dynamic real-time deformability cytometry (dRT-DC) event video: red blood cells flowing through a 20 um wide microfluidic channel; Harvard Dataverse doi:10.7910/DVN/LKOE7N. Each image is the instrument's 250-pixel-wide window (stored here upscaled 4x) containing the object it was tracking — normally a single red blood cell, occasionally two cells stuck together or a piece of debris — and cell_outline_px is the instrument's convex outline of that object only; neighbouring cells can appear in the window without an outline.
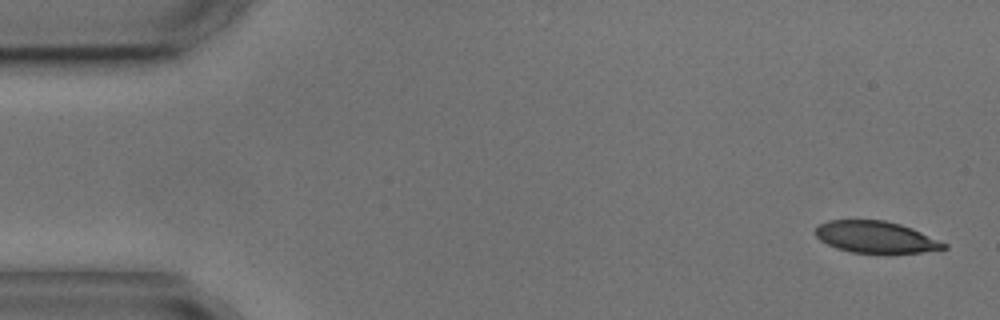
{"species": "common noctule bat (a hibernating species)", "species_latin": "Nyctalus noctula", "temperature_condition": "cold", "stored_images_in_passage": 7, "camera_frame_rate_fps": 3000, "um_per_image_px": 0.085, "animal": {"sex": "male", "body_mass_g": 17.9, "forearm_length_mm": 54.2}, "frame": {"image": 1, "passage_image": 1, "time_ms": 0.0, "image_size_px": [1000, 320], "cell_outline_px": [[948, 248], [920, 252], [852, 252], [836, 248], [820, 240], [816, 236], [816, 228], [820, 224], [828, 220], [884, 220], [900, 224], [912, 228], [948, 244]], "centroid_in_image_um": [74.44, 20.14], "position_along_channel_um": 10.6, "area_um2": 23.35}}
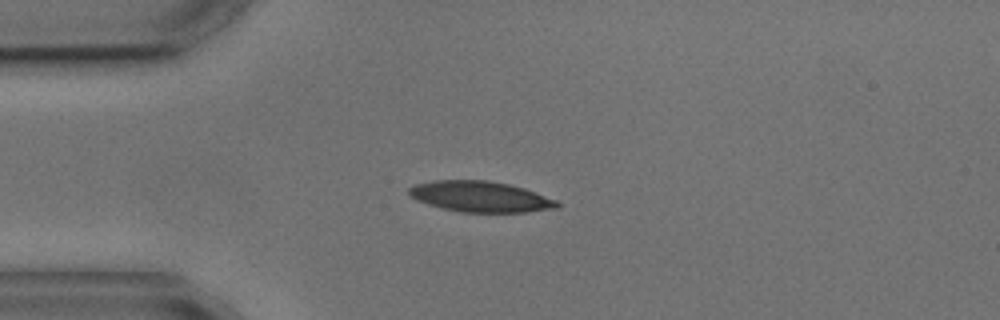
{"frame": {"image": 2, "passage_image": 4, "time_ms": 3.667, "image_size_px": [1000, 320], "cell_outline_px": [[560, 208], [524, 212], [460, 212], [428, 204], [416, 200], [408, 196], [408, 188], [416, 184], [436, 180], [488, 180], [508, 184], [524, 188], [536, 192], [556, 200], [560, 204]], "centroid_in_image_um": [40.83, 16.71], "position_along_channel_um": 44.2, "area_um2": 26.59}}